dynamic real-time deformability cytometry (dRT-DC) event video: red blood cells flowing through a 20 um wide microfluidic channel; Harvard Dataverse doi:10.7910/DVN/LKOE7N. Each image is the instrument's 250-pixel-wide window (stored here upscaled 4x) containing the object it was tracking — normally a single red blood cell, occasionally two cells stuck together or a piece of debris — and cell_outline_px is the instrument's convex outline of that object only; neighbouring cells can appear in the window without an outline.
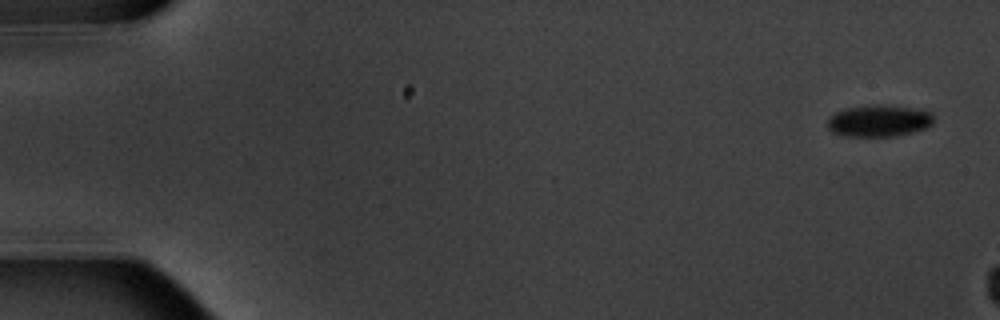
{"species": "common noctule bat (a hibernating species)", "species_latin": "Nyctalus noctula", "temperature_condition": "warm", "stored_images_in_passage": 3, "camera_frame_rate_fps": 3000, "um_per_image_px": 0.085, "animal": {"sex": "male", "body_mass_g": 20.1, "forearm_length_mm": 53.5}, "frame": {"image": 1, "passage_image": 1, "time_ms": 0.0, "image_size_px": [1000, 320], "cell_outline_px": [[932, 124], [928, 128], [896, 136], [844, 136], [832, 132], [828, 128], [828, 116], [844, 108], [868, 104], [880, 104], [920, 108], [932, 112]], "centroid_in_image_um": [74.71, 10.25], "position_along_channel_um": 10.3, "area_um2": 20.11}}